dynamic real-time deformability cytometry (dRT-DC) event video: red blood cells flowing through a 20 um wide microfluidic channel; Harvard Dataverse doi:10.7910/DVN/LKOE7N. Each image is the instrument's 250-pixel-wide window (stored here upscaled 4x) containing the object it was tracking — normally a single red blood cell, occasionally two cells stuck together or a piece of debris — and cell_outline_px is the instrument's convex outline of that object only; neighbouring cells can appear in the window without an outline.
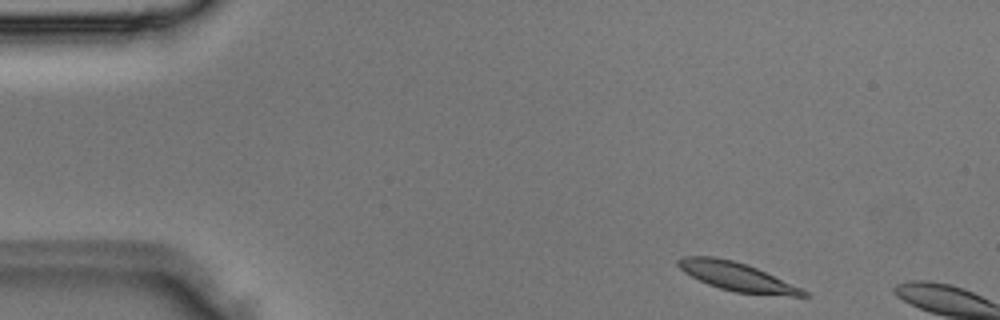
{"species": "Egyptian fruit bat (a non-hibernating species)", "species_latin": "Rousettus aegyptiacus", "temperature_condition": "room temperature", "stored_images_in_passage": 2, "camera_frame_rate_fps": 3000, "um_per_image_px": 0.085, "animal": {"sex": "male"}, "frame": {"image": 1, "passage_image": 1, "time_ms": 0.0, "image_size_px": [1000, 320], "cell_outline_px": [[808, 296], [792, 296], [736, 292], [720, 288], [708, 284], [684, 272], [676, 264], [676, 260], [684, 256], [716, 256], [732, 260], [756, 268], [800, 288], [808, 292]], "centroid_in_image_um": [62.57, 23.5], "position_along_channel_um": 22.4, "area_um2": 20.35}}